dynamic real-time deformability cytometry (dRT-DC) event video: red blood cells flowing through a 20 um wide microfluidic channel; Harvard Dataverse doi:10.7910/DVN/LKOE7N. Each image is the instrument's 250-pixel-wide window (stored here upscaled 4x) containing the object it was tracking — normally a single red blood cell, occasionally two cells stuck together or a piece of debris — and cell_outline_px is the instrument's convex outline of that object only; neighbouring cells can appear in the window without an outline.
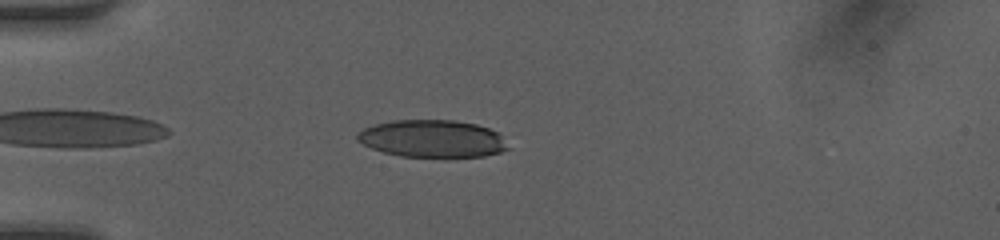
{"species": "human", "species_latin": "Homo sapiens", "temperature_condition": "room temperature", "stored_images_in_passage": 38, "camera_frame_rate_fps": 3000, "um_per_image_px": 0.085, "donor": {"sex": "female"}, "frame": {"image": 1, "passage_image": 3, "time_ms": 0.667, "image_size_px": [1000, 240], "cell_outline_px": [[508, 148], [500, 152], [484, 156], [444, 160], [400, 156], [384, 152], [372, 148], [356, 140], [356, 136], [364, 128], [376, 124], [392, 120], [456, 120], [476, 124], [488, 128], [496, 132], [500, 136]], "centroid_in_image_um": [36.75, 11.83], "position_along_channel_um": 48.3, "area_um2": 33.52}}
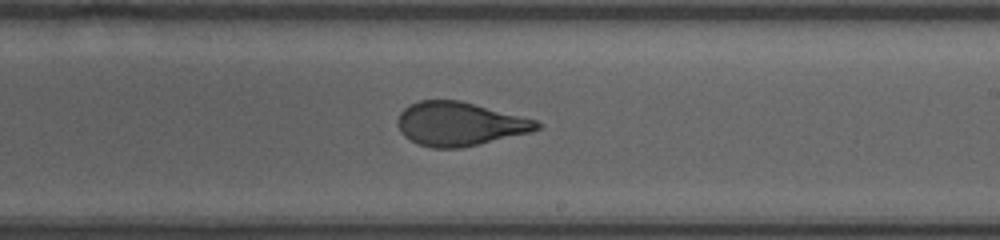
{"frame": {"image": 2, "passage_image": 19, "time_ms": 6.0, "image_size_px": [1000, 240], "cell_outline_px": [[544, 124], [540, 128], [532, 132], [460, 148], [432, 148], [416, 144], [404, 136], [400, 132], [396, 124], [400, 112], [404, 108], [420, 100], [460, 100], [536, 120]], "centroid_in_image_um": [39.05, 10.54], "position_along_channel_um": 250.0, "area_um2": 35.55}}
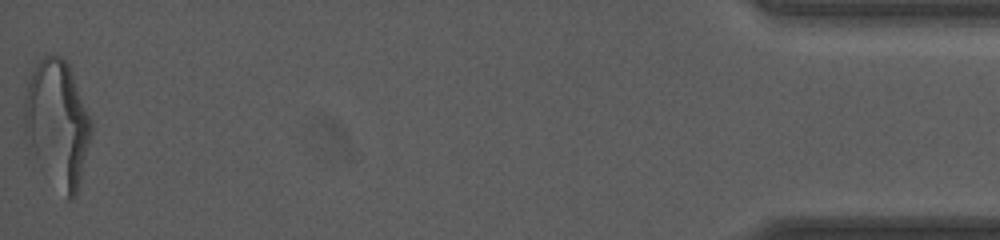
{"frame": {"image": 3, "passage_image": 38, "time_ms": 12.333, "image_size_px": [1000, 240], "cell_outline_px": [[92, 132], [80, 180], [76, 192], [72, 200], [68, 200], [40, 168], [28, 152], [24, 132], [24, 96], [32, 72], [36, 64], [48, 52], [60, 56], [68, 64], [92, 120]], "centroid_in_image_um": [4.84, 10.5], "position_along_channel_um": 430.4, "area_um2": 49.59}, "authors_computed_cell_mechanics": {"area_um2": 36.0672, "velocity_mm_per_s": 4.2392, "shape_relaxation_time_tau1_ms": 4.6718, "shape_relaxation_time_tau2_ms": 0.8618, "deformation_change_tau1": 0.2001, "deformation_change_tau2": 0.0867}}